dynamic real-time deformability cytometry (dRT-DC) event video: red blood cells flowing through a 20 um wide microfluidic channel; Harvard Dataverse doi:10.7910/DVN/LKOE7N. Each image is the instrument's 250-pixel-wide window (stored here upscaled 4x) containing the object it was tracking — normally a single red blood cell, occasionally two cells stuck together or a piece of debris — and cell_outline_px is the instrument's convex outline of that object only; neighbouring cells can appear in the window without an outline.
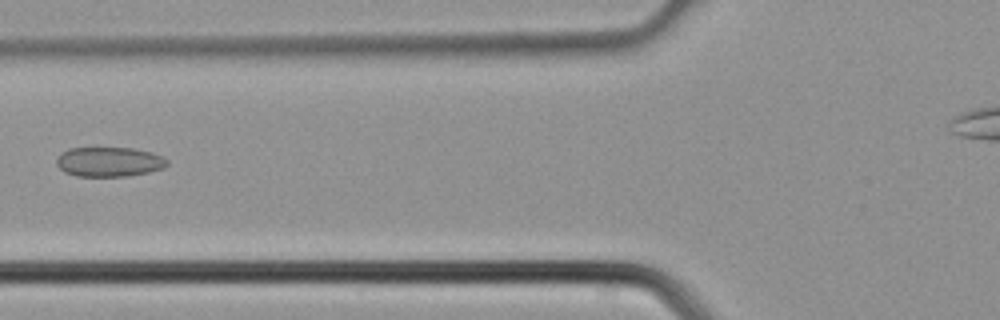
{"species": "common noctule bat (a hibernating species)", "species_latin": "Nyctalus noctula", "temperature_condition": "cold", "stored_images_in_passage": 2, "camera_frame_rate_fps": 3000, "um_per_image_px": 0.085, "animal": {"sex": "male", "body_mass_g": 21.5, "forearm_length_mm": 52.0}, "frame": {"image": 1, "passage_image": 2, "time_ms": 0.333, "image_size_px": [1000, 320], "cell_outline_px": [[168, 164], [164, 168], [148, 172], [124, 176], [76, 176], [64, 172], [56, 164], [56, 160], [60, 152], [68, 148], [132, 148], [152, 152], [168, 160]], "centroid_in_image_um": [9.25, 13.75], "position_along_channel_um": 116.6, "area_um2": 19.13}}